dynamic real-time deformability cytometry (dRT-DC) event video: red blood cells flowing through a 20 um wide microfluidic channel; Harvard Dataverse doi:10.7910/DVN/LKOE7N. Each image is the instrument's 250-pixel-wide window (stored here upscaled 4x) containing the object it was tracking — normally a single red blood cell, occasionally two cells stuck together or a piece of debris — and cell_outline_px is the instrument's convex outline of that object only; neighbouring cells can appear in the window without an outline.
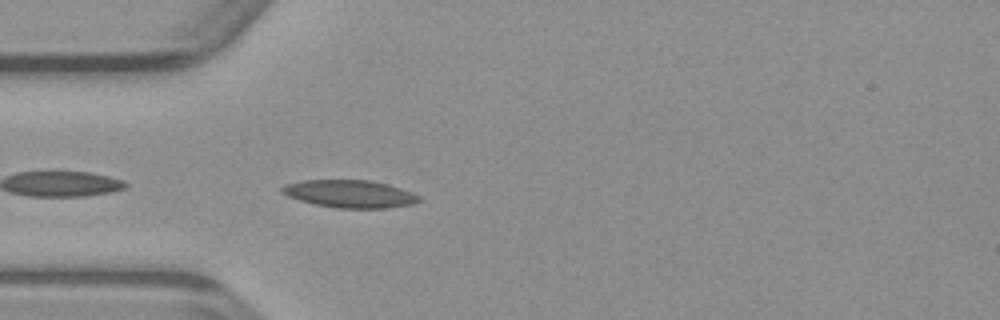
{"species": "common noctule bat (a hibernating species)", "species_latin": "Nyctalus noctula", "temperature_condition": "warm", "stored_images_in_passage": 38, "camera_frame_rate_fps": 3000, "um_per_image_px": 0.085, "animal": {"sex": "male", "body_mass_g": 23.1, "forearm_length_mm": 52.7}, "frame": {"image": 1, "passage_image": 3, "time_ms": 0.667, "image_size_px": [1000, 320], "cell_outline_px": [[420, 200], [412, 204], [384, 208], [336, 208], [316, 204], [300, 200], [288, 196], [280, 192], [280, 188], [284, 184], [304, 180], [368, 180], [388, 184], [412, 192], [420, 196]], "centroid_in_image_um": [29.71, 16.47], "position_along_channel_um": 55.3, "area_um2": 21.96}}
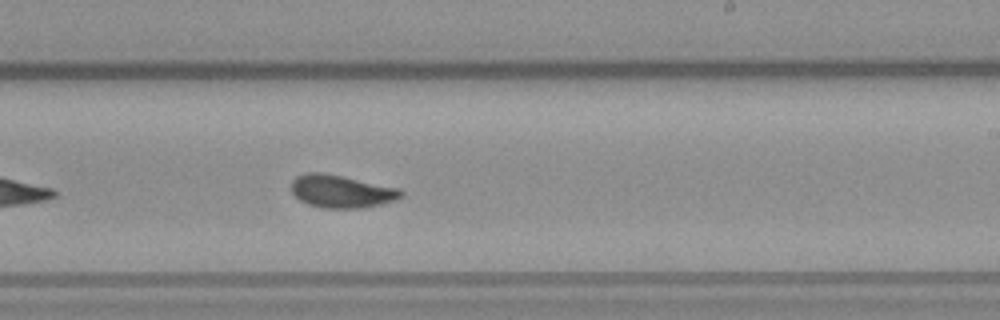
{"frame": {"image": 2, "passage_image": 18, "time_ms": 5.667, "image_size_px": [1000, 320], "cell_outline_px": [[404, 196], [396, 200], [364, 208], [324, 208], [308, 204], [300, 200], [292, 192], [292, 180], [296, 176], [308, 172], [320, 172], [400, 188], [404, 192]], "centroid_in_image_um": [29.04, 16.27], "position_along_channel_um": 260.0, "area_um2": 20.87}}
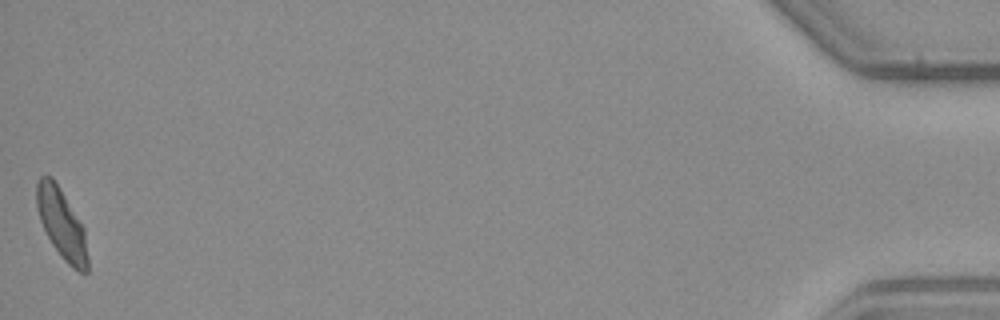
{"frame": {"image": 3, "passage_image": 38, "time_ms": 12.333, "image_size_px": [1000, 320], "cell_outline_px": [[88, 272], [80, 272], [72, 268], [64, 260], [52, 244], [40, 220], [36, 208], [36, 180], [40, 176], [52, 176], [60, 188], [84, 228], [88, 260]], "centroid_in_image_um": [5.22, 19.01], "position_along_channel_um": 430.0, "area_um2": 20.69}}